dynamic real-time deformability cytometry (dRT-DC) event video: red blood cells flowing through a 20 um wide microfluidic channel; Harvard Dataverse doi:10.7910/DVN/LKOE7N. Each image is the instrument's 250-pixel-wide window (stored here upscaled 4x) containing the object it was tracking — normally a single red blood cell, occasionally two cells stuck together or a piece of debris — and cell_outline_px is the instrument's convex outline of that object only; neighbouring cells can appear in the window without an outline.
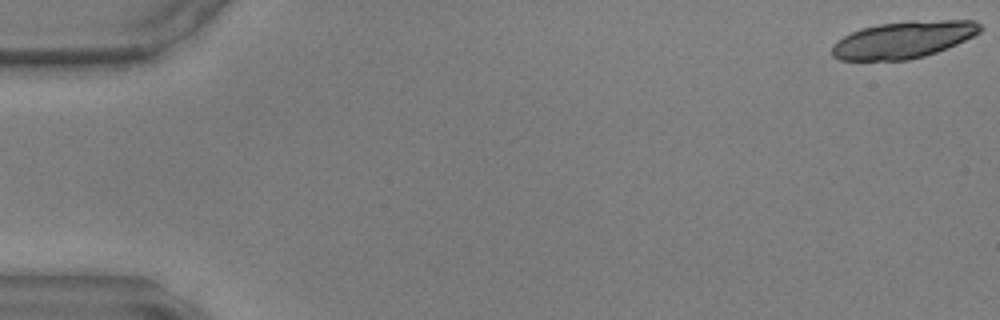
{"species": "common noctule bat (a hibernating species)", "species_latin": "Nyctalus noctula", "temperature_condition": "warm", "stored_images_in_passage": 12, "camera_frame_rate_fps": 3000, "um_per_image_px": 0.085, "animal": {"sex": "male", "body_mass_g": 17.9, "forearm_length_mm": 54.2}, "frame": {"image": 1, "passage_image": 1, "time_ms": 0.0, "image_size_px": [1000, 320], "cell_outline_px": [[984, 28], [980, 32], [956, 44], [936, 52], [924, 56], [908, 60], [840, 60], [832, 56], [832, 48], [844, 36], [852, 32], [864, 28], [880, 24], [908, 20], [972, 20], [980, 24]], "centroid_in_image_um": [76.83, 3.37], "position_along_channel_um": 8.2, "area_um2": 31.67}}